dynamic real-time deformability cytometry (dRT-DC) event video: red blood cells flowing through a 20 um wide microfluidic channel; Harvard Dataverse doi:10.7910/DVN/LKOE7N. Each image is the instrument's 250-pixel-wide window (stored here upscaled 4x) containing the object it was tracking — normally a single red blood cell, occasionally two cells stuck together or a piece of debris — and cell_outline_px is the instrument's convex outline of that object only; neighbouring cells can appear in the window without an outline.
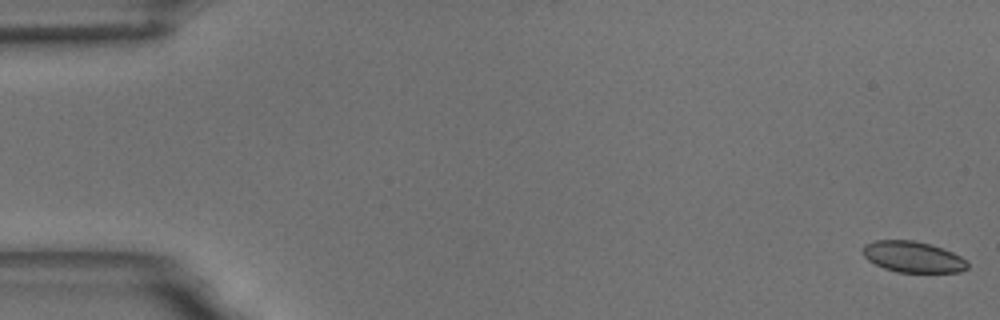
{"species": "common noctule bat (a hibernating species)", "species_latin": "Nyctalus noctula", "temperature_condition": "room temperature", "stored_images_in_passage": 56, "camera_frame_rate_fps": 3000, "um_per_image_px": 0.085, "animal": {"sex": "male", "body_mass_g": 18.8}, "frame": {"image": 1, "passage_image": 1, "time_ms": 0.0, "image_size_px": [1000, 320], "cell_outline_px": [[968, 268], [960, 272], [896, 272], [884, 268], [868, 260], [860, 252], [860, 248], [864, 244], [876, 240], [912, 240], [944, 248], [960, 256], [968, 264]], "centroid_in_image_um": [77.55, 21.83], "position_along_channel_um": 7.5, "area_um2": 19.02}}
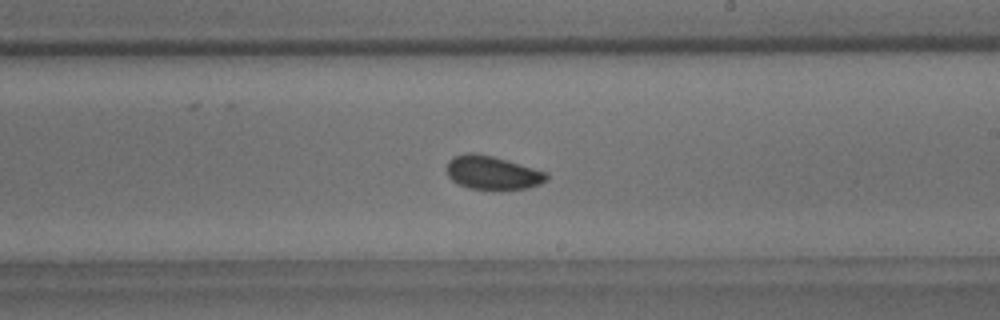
{"frame": {"image": 2, "passage_image": 33, "time_ms": 10.667, "image_size_px": [1000, 320], "cell_outline_px": [[548, 180], [540, 184], [528, 188], [468, 188], [452, 180], [448, 176], [448, 160], [452, 156], [468, 152], [472, 152], [492, 156], [508, 160], [548, 172]], "centroid_in_image_um": [41.87, 14.65], "position_along_channel_um": 247.1, "area_um2": 19.31}}
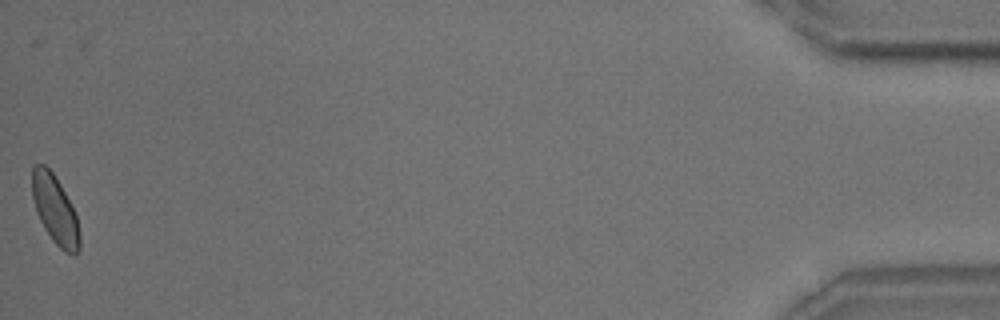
{"frame": {"image": 3, "passage_image": 56, "time_ms": 18.333, "image_size_px": [1000, 320], "cell_outline_px": [[80, 248], [76, 256], [72, 256], [64, 252], [52, 240], [44, 228], [36, 212], [32, 196], [32, 164], [44, 164], [52, 172], [60, 184], [76, 212], [80, 232]], "centroid_in_image_um": [4.7, 17.86], "position_along_channel_um": 430.5, "area_um2": 19.31}, "authors_computed_cell_mechanics": {"area_um2": 19.7387, "velocity_mm_per_s": 3.6473, "shape_relaxation_time_tau1_ms": 3.9259, "shape_relaxation_time_tau2_ms": 2.1171, "deformation_change_tau1": 0.0595, "deformation_change_tau2": 0.0584}}